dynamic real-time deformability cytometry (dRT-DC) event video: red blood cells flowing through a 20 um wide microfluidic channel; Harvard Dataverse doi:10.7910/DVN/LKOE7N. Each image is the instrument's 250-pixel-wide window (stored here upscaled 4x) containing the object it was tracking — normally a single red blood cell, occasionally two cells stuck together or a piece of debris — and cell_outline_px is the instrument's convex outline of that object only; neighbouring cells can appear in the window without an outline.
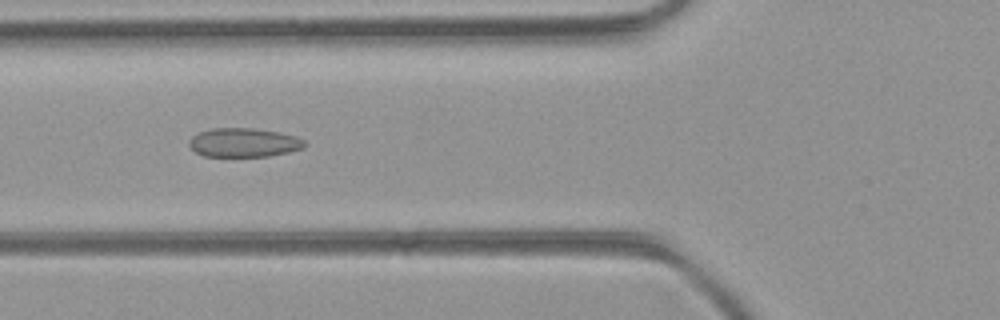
{"species": "common noctule bat (a hibernating species)", "species_latin": "Nyctalus noctula", "temperature_condition": "room temperature", "stored_images_in_passage": 44, "camera_frame_rate_fps": 3000, "um_per_image_px": 0.085, "animal": {"sex": "female", "body_mass_g": 21.9}, "frame": {"image": 1, "passage_image": 11, "time_ms": 3.333, "image_size_px": [1000, 320], "cell_outline_px": [[308, 144], [304, 148], [288, 152], [268, 156], [204, 156], [188, 148], [188, 140], [192, 136], [200, 132], [212, 128], [252, 128], [276, 132], [296, 136], [304, 140]], "centroid_in_image_um": [20.7, 12.12], "position_along_channel_um": 105.1, "area_um2": 19.54}}
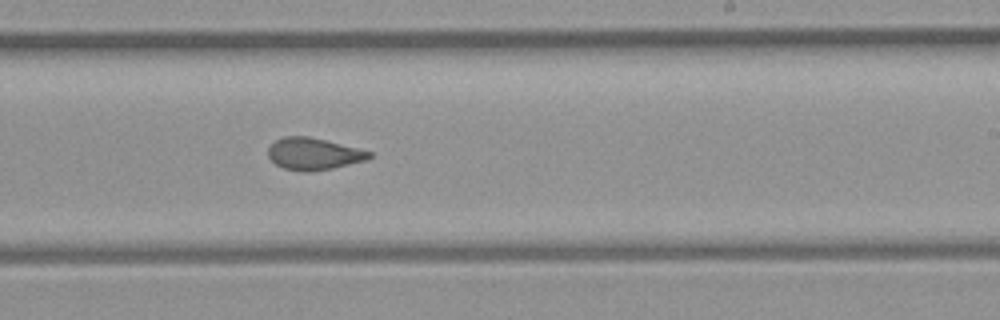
{"frame": {"image": 2, "passage_image": 23, "time_ms": 7.333, "image_size_px": [1000, 320], "cell_outline_px": [[372, 156], [364, 160], [332, 168], [308, 172], [304, 172], [284, 168], [276, 164], [268, 156], [268, 148], [276, 140], [284, 136], [308, 136], [372, 152]], "centroid_in_image_um": [26.61, 13.08], "position_along_channel_um": 262.4, "area_um2": 18.44}}
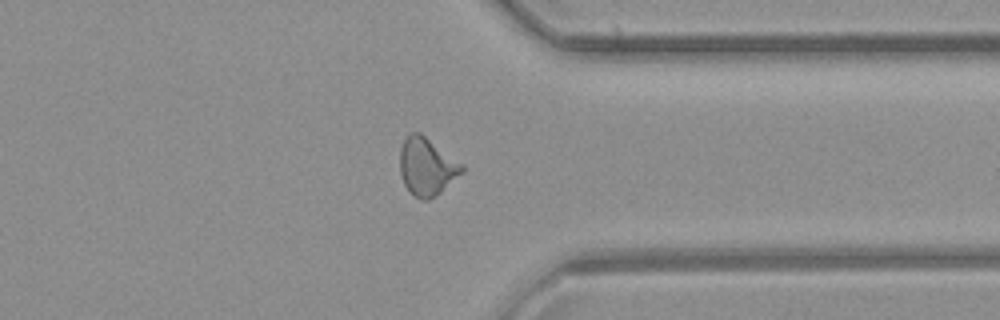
{"frame": {"image": 3, "passage_image": 32, "time_ms": 10.333, "image_size_px": [1000, 320], "cell_outline_px": [[464, 172], [440, 192], [428, 200], [424, 200], [416, 196], [404, 184], [400, 172], [400, 148], [404, 140], [412, 132], [420, 132], [464, 164]], "centroid_in_image_um": [36.3, 14.14], "position_along_channel_um": 375.1, "area_um2": 20.69}, "authors_computed_cell_mechanics": {"area_um2": 19.7965, "velocity_mm_per_s": 3.9218, "shape_relaxation_time_tau1_ms": null, "shape_relaxation_time_tau2_ms": 1.5054, "deformation_change_tau1": null, "deformation_change_tau2": 0.0725}}